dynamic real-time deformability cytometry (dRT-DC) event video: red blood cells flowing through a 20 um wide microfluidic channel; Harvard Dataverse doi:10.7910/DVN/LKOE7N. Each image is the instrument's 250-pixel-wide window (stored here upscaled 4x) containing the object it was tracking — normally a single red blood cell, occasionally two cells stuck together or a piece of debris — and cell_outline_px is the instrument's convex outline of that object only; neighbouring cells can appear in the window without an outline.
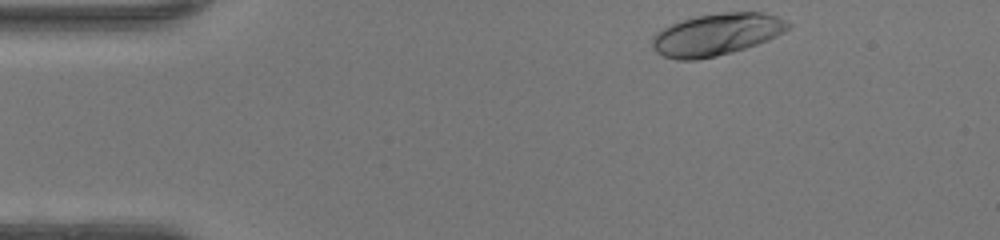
{"species": "human", "species_latin": "Homo sapiens", "temperature_condition": "warm", "stored_images_in_passage": 37, "camera_frame_rate_fps": 3000, "um_per_image_px": 0.085, "donor": {"sex": "female"}, "frame": {"image": 1, "passage_image": 1, "time_ms": 0.0, "image_size_px": [1000, 240], "cell_outline_px": [[792, 28], [768, 40], [732, 52], [716, 56], [696, 60], [676, 60], [664, 56], [656, 52], [652, 48], [652, 36], [656, 32], [672, 24], [696, 16], [724, 12], [760, 12], [776, 16], [792, 24]], "centroid_in_image_um": [60.91, 2.93], "position_along_channel_um": 24.1, "area_um2": 33.18}}
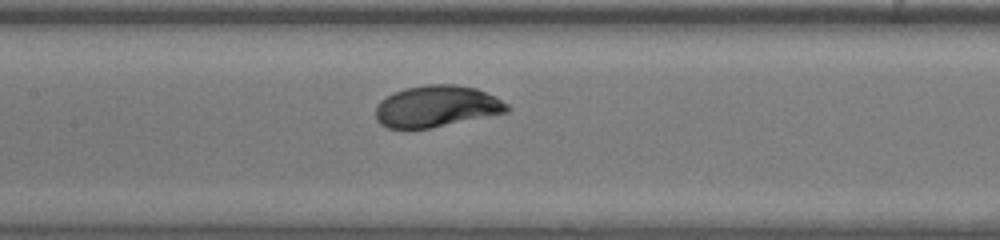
{"frame": {"image": 2, "passage_image": 17, "time_ms": 5.333, "image_size_px": [1000, 240], "cell_outline_px": [[512, 108], [508, 112], [428, 128], [388, 128], [380, 124], [376, 120], [376, 104], [380, 100], [392, 92], [404, 88], [428, 84], [456, 84], [476, 88], [496, 96], [508, 104]], "centroid_in_image_um": [37.1, 9.02], "position_along_channel_um": 170.3, "area_um2": 31.91}}
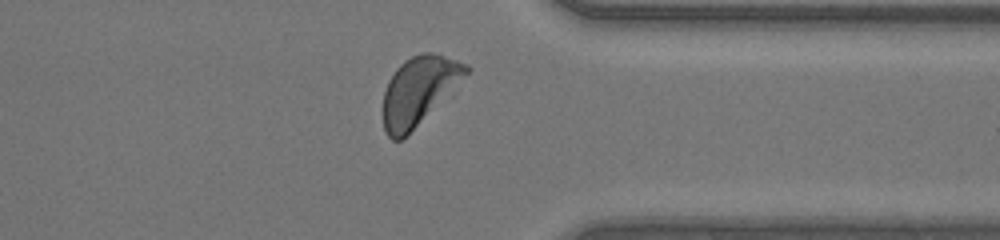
{"frame": {"image": 3, "passage_image": 32, "time_ms": 10.333, "image_size_px": [1000, 240], "cell_outline_px": [[472, 68], [400, 140], [392, 140], [384, 132], [384, 92], [388, 80], [396, 68], [404, 60], [420, 52], [432, 52], [468, 64]], "centroid_in_image_um": [35.55, 7.64], "position_along_channel_um": 375.9, "area_um2": 31.62}, "authors_computed_cell_mechanics": {"area_um2": 31.79, "velocity_mm_per_s": 4.2122, "shape_relaxation_time_tau1_ms": 2.1901, "shape_relaxation_time_tau2_ms": null, "deformation_change_tau1": 0.1592, "deformation_change_tau2": null}}